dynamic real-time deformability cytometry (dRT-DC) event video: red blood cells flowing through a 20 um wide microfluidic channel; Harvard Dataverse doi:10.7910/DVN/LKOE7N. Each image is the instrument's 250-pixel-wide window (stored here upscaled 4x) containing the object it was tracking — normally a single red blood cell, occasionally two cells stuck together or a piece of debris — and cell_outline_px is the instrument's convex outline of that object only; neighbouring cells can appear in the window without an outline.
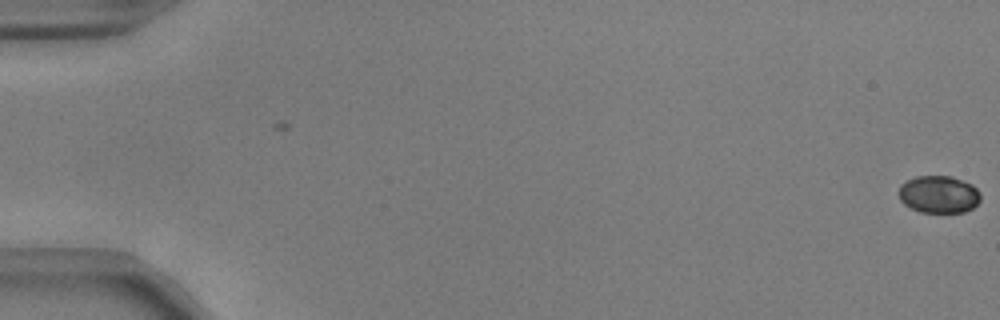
{"species": "common noctule bat (a hibernating species)", "species_latin": "Nyctalus noctula", "temperature_condition": "warm", "stored_images_in_passage": 4, "camera_frame_rate_fps": 3000, "um_per_image_px": 0.085, "animal": {"sex": "male", "body_mass_g": 17.9, "forearm_length_mm": 54.2}, "frame": {"image": 1, "passage_image": 4, "time_ms": 1.0, "image_size_px": [1000, 320], "cell_outline_px": [[980, 200], [972, 208], [964, 212], [920, 212], [904, 204], [900, 200], [896, 192], [900, 184], [916, 176], [952, 176], [972, 184], [980, 192]], "centroid_in_image_um": [79.76, 16.51], "position_along_channel_um": 5.2, "area_um2": 17.98}}